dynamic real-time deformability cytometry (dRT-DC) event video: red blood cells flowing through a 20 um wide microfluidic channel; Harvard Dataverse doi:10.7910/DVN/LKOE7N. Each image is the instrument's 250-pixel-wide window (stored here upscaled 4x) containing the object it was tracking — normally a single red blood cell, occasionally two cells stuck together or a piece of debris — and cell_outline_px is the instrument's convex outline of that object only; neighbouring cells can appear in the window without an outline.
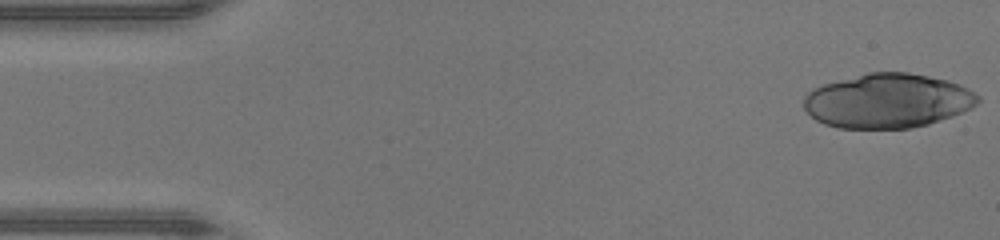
{"species": "human", "species_latin": "Homo sapiens", "temperature_condition": "warm", "stored_images_in_passage": 16, "camera_frame_rate_fps": 3000, "um_per_image_px": 0.085, "donor": {"sex": "male"}, "frame": {"image": 1, "passage_image": 1, "time_ms": 0.0, "image_size_px": [1000, 240], "cell_outline_px": [[980, 100], [972, 108], [952, 116], [928, 124], [912, 128], [836, 128], [824, 124], [816, 120], [804, 108], [804, 96], [812, 88], [824, 84], [868, 72], [908, 72], [948, 80], [968, 88], [980, 96]], "centroid_in_image_um": [75.45, 8.57], "position_along_channel_um": 9.5, "area_um2": 55.26}}
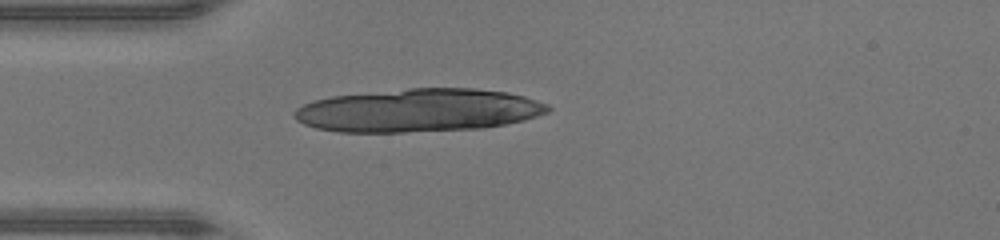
{"frame": {"image": 2, "passage_image": 12, "time_ms": 3.667, "image_size_px": [1000, 240], "cell_outline_px": [[552, 108], [548, 112], [524, 120], [484, 128], [404, 132], [336, 132], [316, 128], [304, 124], [296, 120], [292, 112], [296, 108], [304, 104], [316, 100], [332, 96], [408, 88], [472, 88], [508, 92], [524, 96], [548, 104]], "centroid_in_image_um": [35.56, 9.38], "position_along_channel_um": 49.4, "area_um2": 63.87}}